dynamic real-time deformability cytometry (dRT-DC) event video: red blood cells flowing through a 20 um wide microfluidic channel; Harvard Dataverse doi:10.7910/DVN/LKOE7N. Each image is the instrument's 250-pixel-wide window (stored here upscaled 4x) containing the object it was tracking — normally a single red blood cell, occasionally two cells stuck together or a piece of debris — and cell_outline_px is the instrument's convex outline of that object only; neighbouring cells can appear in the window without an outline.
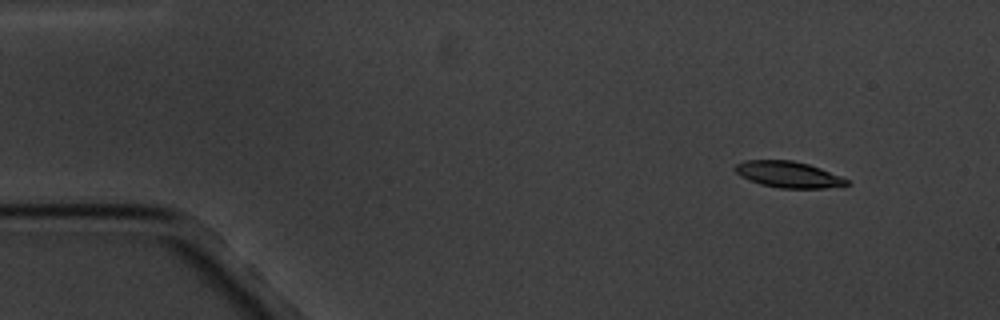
{"species": "common noctule bat (a hibernating species)", "species_latin": "Nyctalus noctula", "temperature_condition": "cold", "stored_images_in_passage": 6, "camera_frame_rate_fps": 3000, "um_per_image_px": 0.085, "animal": {"sex": "male", "body_mass_g": 20.1, "forearm_length_mm": 53.5}, "frame": {"image": 1, "passage_image": 2, "time_ms": 1.333, "image_size_px": [1000, 320], "cell_outline_px": [[852, 184], [824, 188], [780, 188], [760, 184], [748, 180], [740, 176], [732, 168], [736, 164], [744, 160], [792, 160], [808, 164], [820, 168], [840, 176], [848, 180]], "centroid_in_image_um": [66.97, 14.83], "position_along_channel_um": 18.0, "area_um2": 17.11}}
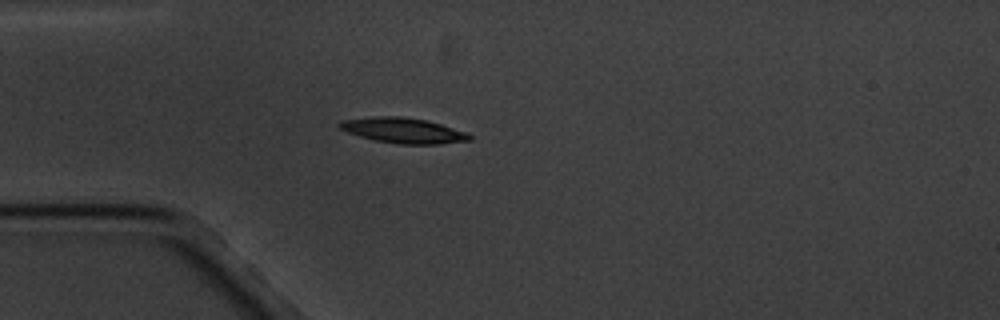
{"frame": {"image": 2, "passage_image": 5, "time_ms": 4.667, "image_size_px": [1000, 320], "cell_outline_px": [[472, 140], [440, 144], [400, 144], [372, 140], [348, 132], [340, 128], [336, 124], [340, 120], [372, 116], [400, 116], [424, 120], [440, 124], [468, 132], [472, 136]], "centroid_in_image_um": [34.26, 11.09], "position_along_channel_um": 50.7, "area_um2": 19.31}}